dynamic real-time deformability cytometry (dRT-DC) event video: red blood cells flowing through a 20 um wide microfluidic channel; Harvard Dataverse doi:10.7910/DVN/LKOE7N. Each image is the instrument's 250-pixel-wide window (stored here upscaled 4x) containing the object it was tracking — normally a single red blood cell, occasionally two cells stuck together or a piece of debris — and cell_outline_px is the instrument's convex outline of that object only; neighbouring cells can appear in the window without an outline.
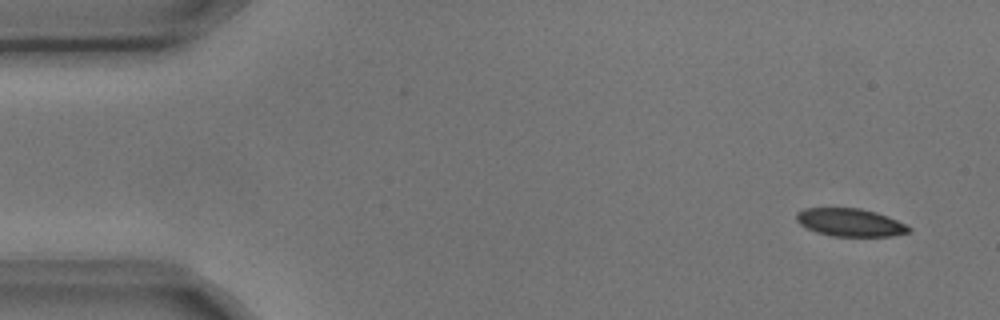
{"species": "common noctule bat (a hibernating species)", "species_latin": "Nyctalus noctula", "temperature_condition": "cold", "stored_images_in_passage": 5, "camera_frame_rate_fps": 3000, "um_per_image_px": 0.085, "animal": {"sex": "male", "body_mass_g": 17.9, "forearm_length_mm": 54.2}, "frame": {"image": 1, "passage_image": 1, "time_ms": 0.0, "image_size_px": [1000, 320], "cell_outline_px": [[912, 232], [892, 236], [832, 236], [816, 232], [804, 228], [796, 220], [796, 212], [804, 208], [860, 208], [876, 212], [888, 216], [912, 228]], "centroid_in_image_um": [72.25, 18.91], "position_along_channel_um": 12.8, "area_um2": 18.44}}
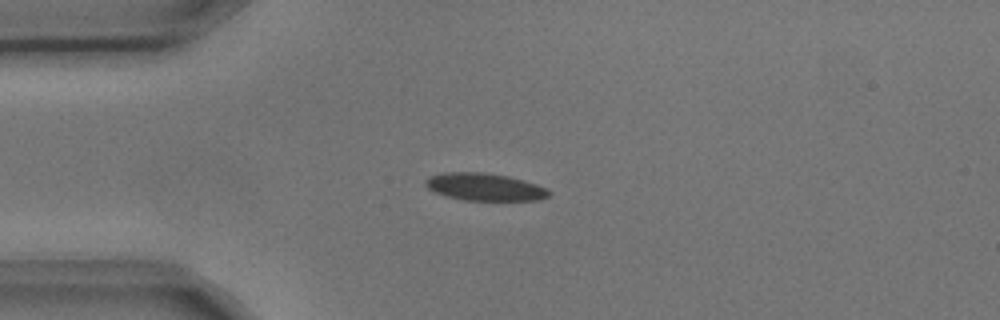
{"frame": {"image": 2, "passage_image": 4, "time_ms": 1.0, "image_size_px": [1000, 320], "cell_outline_px": [[552, 192], [548, 196], [540, 200], [464, 200], [444, 196], [428, 188], [424, 184], [424, 180], [428, 176], [444, 172], [484, 172], [508, 176], [524, 180], [536, 184]], "centroid_in_image_um": [41.16, 15.88], "position_along_channel_um": 43.8, "area_um2": 19.83}}
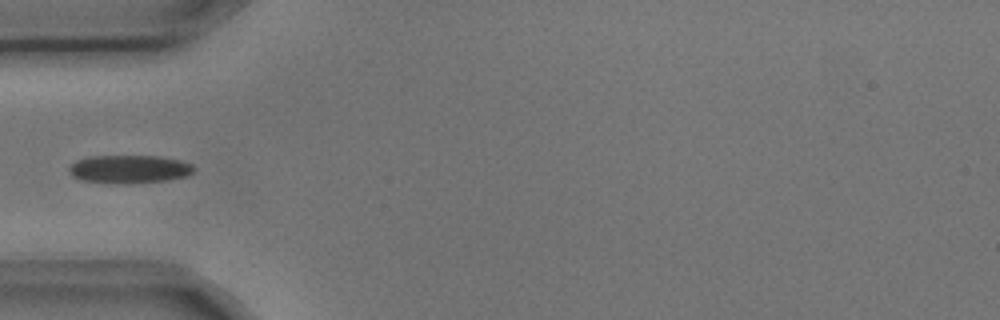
{"frame": {"image": 3, "passage_image": 5, "time_ms": 1.333, "image_size_px": [1000, 320], "cell_outline_px": [[196, 168], [188, 176], [164, 180], [124, 184], [116, 184], [80, 180], [72, 176], [68, 172], [68, 168], [76, 160], [88, 156], [160, 156], [180, 160], [192, 164]], "centroid_in_image_um": [10.96, 14.37], "position_along_channel_um": 74.0, "area_um2": 20.69}}